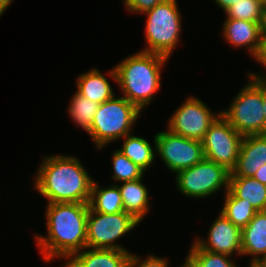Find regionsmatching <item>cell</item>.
Returning <instances> with one entry per match:
<instances>
[{"instance_id": "obj_1", "label": "cell", "mask_w": 266, "mask_h": 267, "mask_svg": "<svg viewBox=\"0 0 266 267\" xmlns=\"http://www.w3.org/2000/svg\"><path fill=\"white\" fill-rule=\"evenodd\" d=\"M89 204H46V234H34L36 246L44 262L54 259L64 263L87 247V216Z\"/></svg>"}, {"instance_id": "obj_2", "label": "cell", "mask_w": 266, "mask_h": 267, "mask_svg": "<svg viewBox=\"0 0 266 267\" xmlns=\"http://www.w3.org/2000/svg\"><path fill=\"white\" fill-rule=\"evenodd\" d=\"M33 178V189L49 203L89 204L93 178L74 155L41 157Z\"/></svg>"}, {"instance_id": "obj_3", "label": "cell", "mask_w": 266, "mask_h": 267, "mask_svg": "<svg viewBox=\"0 0 266 267\" xmlns=\"http://www.w3.org/2000/svg\"><path fill=\"white\" fill-rule=\"evenodd\" d=\"M169 60L143 51L125 57L114 66L121 96L145 112L161 89V70Z\"/></svg>"}, {"instance_id": "obj_4", "label": "cell", "mask_w": 266, "mask_h": 267, "mask_svg": "<svg viewBox=\"0 0 266 267\" xmlns=\"http://www.w3.org/2000/svg\"><path fill=\"white\" fill-rule=\"evenodd\" d=\"M141 112L119 94L99 104L88 134L96 151H102L111 143L133 133L137 119L142 117Z\"/></svg>"}, {"instance_id": "obj_5", "label": "cell", "mask_w": 266, "mask_h": 267, "mask_svg": "<svg viewBox=\"0 0 266 267\" xmlns=\"http://www.w3.org/2000/svg\"><path fill=\"white\" fill-rule=\"evenodd\" d=\"M146 47L140 51L155 53L171 59L175 48L180 45L182 33V13L177 0H163L144 12Z\"/></svg>"}, {"instance_id": "obj_6", "label": "cell", "mask_w": 266, "mask_h": 267, "mask_svg": "<svg viewBox=\"0 0 266 267\" xmlns=\"http://www.w3.org/2000/svg\"><path fill=\"white\" fill-rule=\"evenodd\" d=\"M247 83L239 89L221 115L242 136L266 134L263 111V80L246 74Z\"/></svg>"}, {"instance_id": "obj_7", "label": "cell", "mask_w": 266, "mask_h": 267, "mask_svg": "<svg viewBox=\"0 0 266 267\" xmlns=\"http://www.w3.org/2000/svg\"><path fill=\"white\" fill-rule=\"evenodd\" d=\"M175 174L177 191L190 199H207L228 191L230 171L206 158Z\"/></svg>"}, {"instance_id": "obj_8", "label": "cell", "mask_w": 266, "mask_h": 267, "mask_svg": "<svg viewBox=\"0 0 266 267\" xmlns=\"http://www.w3.org/2000/svg\"><path fill=\"white\" fill-rule=\"evenodd\" d=\"M140 222L130 213L105 214L89 207L87 216V247L130 251L119 240L138 228ZM118 242V243H116Z\"/></svg>"}, {"instance_id": "obj_9", "label": "cell", "mask_w": 266, "mask_h": 267, "mask_svg": "<svg viewBox=\"0 0 266 267\" xmlns=\"http://www.w3.org/2000/svg\"><path fill=\"white\" fill-rule=\"evenodd\" d=\"M181 103L168 118L166 129L177 135L202 141L221 111H212L203 100L191 94Z\"/></svg>"}, {"instance_id": "obj_10", "label": "cell", "mask_w": 266, "mask_h": 267, "mask_svg": "<svg viewBox=\"0 0 266 267\" xmlns=\"http://www.w3.org/2000/svg\"><path fill=\"white\" fill-rule=\"evenodd\" d=\"M243 137L220 114L201 141L204 158L231 172L237 163Z\"/></svg>"}, {"instance_id": "obj_11", "label": "cell", "mask_w": 266, "mask_h": 267, "mask_svg": "<svg viewBox=\"0 0 266 267\" xmlns=\"http://www.w3.org/2000/svg\"><path fill=\"white\" fill-rule=\"evenodd\" d=\"M154 137L159 160L173 174L194 166L204 158L201 141L177 135L168 129L157 132Z\"/></svg>"}, {"instance_id": "obj_12", "label": "cell", "mask_w": 266, "mask_h": 267, "mask_svg": "<svg viewBox=\"0 0 266 267\" xmlns=\"http://www.w3.org/2000/svg\"><path fill=\"white\" fill-rule=\"evenodd\" d=\"M210 225L207 238H195L194 242L208 252L222 253L241 257V229L229 221L219 211L218 216Z\"/></svg>"}, {"instance_id": "obj_13", "label": "cell", "mask_w": 266, "mask_h": 267, "mask_svg": "<svg viewBox=\"0 0 266 267\" xmlns=\"http://www.w3.org/2000/svg\"><path fill=\"white\" fill-rule=\"evenodd\" d=\"M221 28L223 40L230 44V47H244L247 49L246 53L255 59L262 41L261 23L225 18Z\"/></svg>"}, {"instance_id": "obj_14", "label": "cell", "mask_w": 266, "mask_h": 267, "mask_svg": "<svg viewBox=\"0 0 266 267\" xmlns=\"http://www.w3.org/2000/svg\"><path fill=\"white\" fill-rule=\"evenodd\" d=\"M266 164V134L243 137L239 156L229 177H253Z\"/></svg>"}, {"instance_id": "obj_15", "label": "cell", "mask_w": 266, "mask_h": 267, "mask_svg": "<svg viewBox=\"0 0 266 267\" xmlns=\"http://www.w3.org/2000/svg\"><path fill=\"white\" fill-rule=\"evenodd\" d=\"M105 76L99 69L93 67L84 73L78 74L76 77V92L83 97L101 104L115 96V90L108 80L117 83L116 72L114 67L110 68ZM110 79H107V78Z\"/></svg>"}, {"instance_id": "obj_16", "label": "cell", "mask_w": 266, "mask_h": 267, "mask_svg": "<svg viewBox=\"0 0 266 267\" xmlns=\"http://www.w3.org/2000/svg\"><path fill=\"white\" fill-rule=\"evenodd\" d=\"M131 251L84 248L59 267H126Z\"/></svg>"}, {"instance_id": "obj_17", "label": "cell", "mask_w": 266, "mask_h": 267, "mask_svg": "<svg viewBox=\"0 0 266 267\" xmlns=\"http://www.w3.org/2000/svg\"><path fill=\"white\" fill-rule=\"evenodd\" d=\"M256 263L266 256V211L257 212L246 227L241 229V257Z\"/></svg>"}, {"instance_id": "obj_18", "label": "cell", "mask_w": 266, "mask_h": 267, "mask_svg": "<svg viewBox=\"0 0 266 267\" xmlns=\"http://www.w3.org/2000/svg\"><path fill=\"white\" fill-rule=\"evenodd\" d=\"M122 197L124 211L140 223L151 212L149 190L143 178L117 184Z\"/></svg>"}, {"instance_id": "obj_19", "label": "cell", "mask_w": 266, "mask_h": 267, "mask_svg": "<svg viewBox=\"0 0 266 267\" xmlns=\"http://www.w3.org/2000/svg\"><path fill=\"white\" fill-rule=\"evenodd\" d=\"M134 133L122 138L123 144L118 150L145 172L147 170L149 171L157 158L155 137L153 138L152 144L154 146H152L146 138L137 136Z\"/></svg>"}, {"instance_id": "obj_20", "label": "cell", "mask_w": 266, "mask_h": 267, "mask_svg": "<svg viewBox=\"0 0 266 267\" xmlns=\"http://www.w3.org/2000/svg\"><path fill=\"white\" fill-rule=\"evenodd\" d=\"M228 190L257 212L266 211V185L253 177H229Z\"/></svg>"}, {"instance_id": "obj_21", "label": "cell", "mask_w": 266, "mask_h": 267, "mask_svg": "<svg viewBox=\"0 0 266 267\" xmlns=\"http://www.w3.org/2000/svg\"><path fill=\"white\" fill-rule=\"evenodd\" d=\"M89 207L93 211L105 214L124 212L118 185L109 183L108 186L102 188L97 181L93 180Z\"/></svg>"}, {"instance_id": "obj_22", "label": "cell", "mask_w": 266, "mask_h": 267, "mask_svg": "<svg viewBox=\"0 0 266 267\" xmlns=\"http://www.w3.org/2000/svg\"><path fill=\"white\" fill-rule=\"evenodd\" d=\"M70 98L69 106L67 107L68 117L76 124V127H81L83 131L89 134L99 104L81 96L76 91Z\"/></svg>"}, {"instance_id": "obj_23", "label": "cell", "mask_w": 266, "mask_h": 267, "mask_svg": "<svg viewBox=\"0 0 266 267\" xmlns=\"http://www.w3.org/2000/svg\"><path fill=\"white\" fill-rule=\"evenodd\" d=\"M223 205L220 212L240 229L247 226L257 211L244 202V199L235 197L229 190L223 194Z\"/></svg>"}, {"instance_id": "obj_24", "label": "cell", "mask_w": 266, "mask_h": 267, "mask_svg": "<svg viewBox=\"0 0 266 267\" xmlns=\"http://www.w3.org/2000/svg\"><path fill=\"white\" fill-rule=\"evenodd\" d=\"M110 156L113 171L110 176L113 184L144 178L146 172L121 153L118 148L111 152Z\"/></svg>"}, {"instance_id": "obj_25", "label": "cell", "mask_w": 266, "mask_h": 267, "mask_svg": "<svg viewBox=\"0 0 266 267\" xmlns=\"http://www.w3.org/2000/svg\"><path fill=\"white\" fill-rule=\"evenodd\" d=\"M186 258L193 267H238L232 256L208 252L201 249L194 241L189 247Z\"/></svg>"}, {"instance_id": "obj_26", "label": "cell", "mask_w": 266, "mask_h": 267, "mask_svg": "<svg viewBox=\"0 0 266 267\" xmlns=\"http://www.w3.org/2000/svg\"><path fill=\"white\" fill-rule=\"evenodd\" d=\"M263 6L259 0H240L226 10L225 18L262 23Z\"/></svg>"}, {"instance_id": "obj_27", "label": "cell", "mask_w": 266, "mask_h": 267, "mask_svg": "<svg viewBox=\"0 0 266 267\" xmlns=\"http://www.w3.org/2000/svg\"><path fill=\"white\" fill-rule=\"evenodd\" d=\"M126 267H170L169 260L165 257L148 254L144 258L131 252Z\"/></svg>"}, {"instance_id": "obj_28", "label": "cell", "mask_w": 266, "mask_h": 267, "mask_svg": "<svg viewBox=\"0 0 266 267\" xmlns=\"http://www.w3.org/2000/svg\"><path fill=\"white\" fill-rule=\"evenodd\" d=\"M163 0H122L125 9L128 13L143 14L144 12L152 9Z\"/></svg>"}, {"instance_id": "obj_29", "label": "cell", "mask_w": 266, "mask_h": 267, "mask_svg": "<svg viewBox=\"0 0 266 267\" xmlns=\"http://www.w3.org/2000/svg\"><path fill=\"white\" fill-rule=\"evenodd\" d=\"M255 63L260 64V66L262 65L264 68V70H260L259 73L258 72H253L249 70L247 71L246 74L260 79V80H266V35H262V41H261V46H260V50L257 54V56L254 59Z\"/></svg>"}, {"instance_id": "obj_30", "label": "cell", "mask_w": 266, "mask_h": 267, "mask_svg": "<svg viewBox=\"0 0 266 267\" xmlns=\"http://www.w3.org/2000/svg\"><path fill=\"white\" fill-rule=\"evenodd\" d=\"M215 2V4L221 8V10L225 13L226 10L232 5L235 4L236 2H239L240 0H212Z\"/></svg>"}, {"instance_id": "obj_31", "label": "cell", "mask_w": 266, "mask_h": 267, "mask_svg": "<svg viewBox=\"0 0 266 267\" xmlns=\"http://www.w3.org/2000/svg\"><path fill=\"white\" fill-rule=\"evenodd\" d=\"M253 178L266 185V164L257 170Z\"/></svg>"}, {"instance_id": "obj_32", "label": "cell", "mask_w": 266, "mask_h": 267, "mask_svg": "<svg viewBox=\"0 0 266 267\" xmlns=\"http://www.w3.org/2000/svg\"><path fill=\"white\" fill-rule=\"evenodd\" d=\"M14 0H0V16H3L5 11L8 10L9 7H11Z\"/></svg>"}, {"instance_id": "obj_33", "label": "cell", "mask_w": 266, "mask_h": 267, "mask_svg": "<svg viewBox=\"0 0 266 267\" xmlns=\"http://www.w3.org/2000/svg\"><path fill=\"white\" fill-rule=\"evenodd\" d=\"M262 35H266V3L263 6V19L261 23Z\"/></svg>"}, {"instance_id": "obj_34", "label": "cell", "mask_w": 266, "mask_h": 267, "mask_svg": "<svg viewBox=\"0 0 266 267\" xmlns=\"http://www.w3.org/2000/svg\"><path fill=\"white\" fill-rule=\"evenodd\" d=\"M263 111L266 119V80H263Z\"/></svg>"}, {"instance_id": "obj_35", "label": "cell", "mask_w": 266, "mask_h": 267, "mask_svg": "<svg viewBox=\"0 0 266 267\" xmlns=\"http://www.w3.org/2000/svg\"><path fill=\"white\" fill-rule=\"evenodd\" d=\"M256 264H257L259 267H266V256L261 257V258L256 262Z\"/></svg>"}, {"instance_id": "obj_36", "label": "cell", "mask_w": 266, "mask_h": 267, "mask_svg": "<svg viewBox=\"0 0 266 267\" xmlns=\"http://www.w3.org/2000/svg\"><path fill=\"white\" fill-rule=\"evenodd\" d=\"M185 261L182 262L178 267H193V265L191 264V262L185 257L184 259Z\"/></svg>"}, {"instance_id": "obj_37", "label": "cell", "mask_w": 266, "mask_h": 267, "mask_svg": "<svg viewBox=\"0 0 266 267\" xmlns=\"http://www.w3.org/2000/svg\"><path fill=\"white\" fill-rule=\"evenodd\" d=\"M248 267H259L256 263H249Z\"/></svg>"}, {"instance_id": "obj_38", "label": "cell", "mask_w": 266, "mask_h": 267, "mask_svg": "<svg viewBox=\"0 0 266 267\" xmlns=\"http://www.w3.org/2000/svg\"><path fill=\"white\" fill-rule=\"evenodd\" d=\"M263 5L266 3V0H259Z\"/></svg>"}]
</instances>
